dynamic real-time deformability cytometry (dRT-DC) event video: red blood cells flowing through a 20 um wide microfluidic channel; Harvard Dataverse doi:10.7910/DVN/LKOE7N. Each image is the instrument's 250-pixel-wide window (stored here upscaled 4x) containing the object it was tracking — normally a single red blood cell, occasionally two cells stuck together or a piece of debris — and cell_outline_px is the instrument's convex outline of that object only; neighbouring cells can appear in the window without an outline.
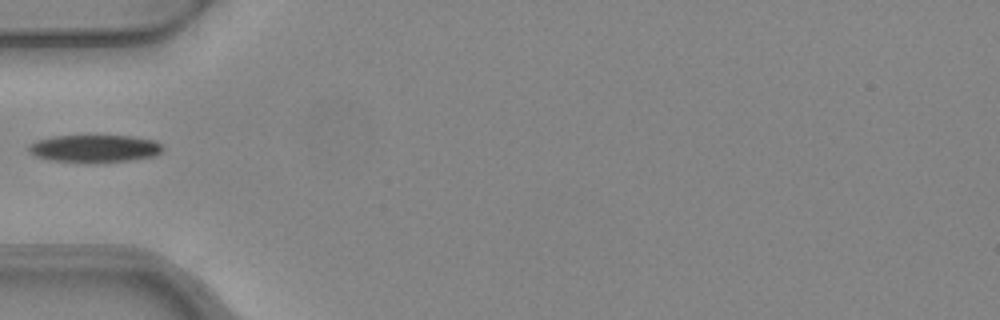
{"species": "common noctule bat (a hibernating species)", "species_latin": "Nyctalus noctula", "temperature_condition": "warm", "stored_images_in_passage": 2, "camera_frame_rate_fps": 3000, "um_per_image_px": 0.085, "animal": {"sex": "female", "body_mass_g": 24.6, "forearm_length_mm": 56.2}, "frame": {"image": 1, "passage_image": 1, "time_ms": 0.0, "image_size_px": [1000, 320], "cell_outline_px": [[164, 148], [156, 156], [128, 160], [52, 160], [36, 156], [28, 148], [28, 144], [36, 140], [52, 136], [132, 136], [156, 140]], "centroid_in_image_um": [8.07, 12.58], "position_along_channel_um": 76.9, "area_um2": 20.63}}
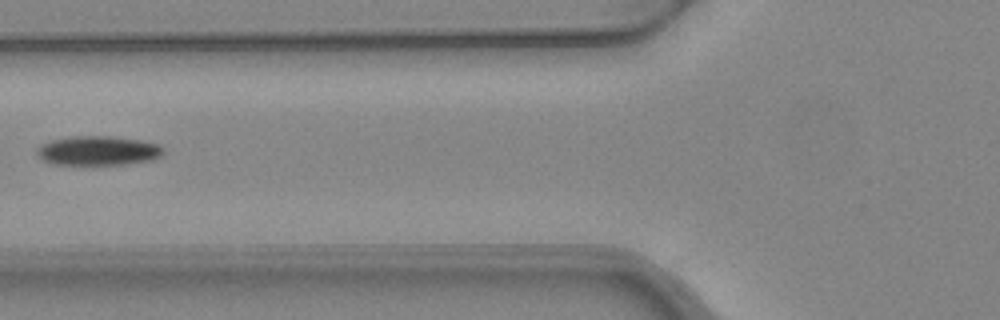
{"frame": {"image": 2, "passage_image": 2, "time_ms": 0.333, "image_size_px": [1000, 320], "cell_outline_px": [[164, 152], [160, 156], [152, 160], [124, 164], [52, 164], [44, 160], [36, 152], [36, 148], [40, 144], [52, 140], [72, 136], [108, 136], [136, 140], [160, 144], [164, 148]], "centroid_in_image_um": [8.33, 12.8], "position_along_channel_um": 117.5, "area_um2": 21.44}}